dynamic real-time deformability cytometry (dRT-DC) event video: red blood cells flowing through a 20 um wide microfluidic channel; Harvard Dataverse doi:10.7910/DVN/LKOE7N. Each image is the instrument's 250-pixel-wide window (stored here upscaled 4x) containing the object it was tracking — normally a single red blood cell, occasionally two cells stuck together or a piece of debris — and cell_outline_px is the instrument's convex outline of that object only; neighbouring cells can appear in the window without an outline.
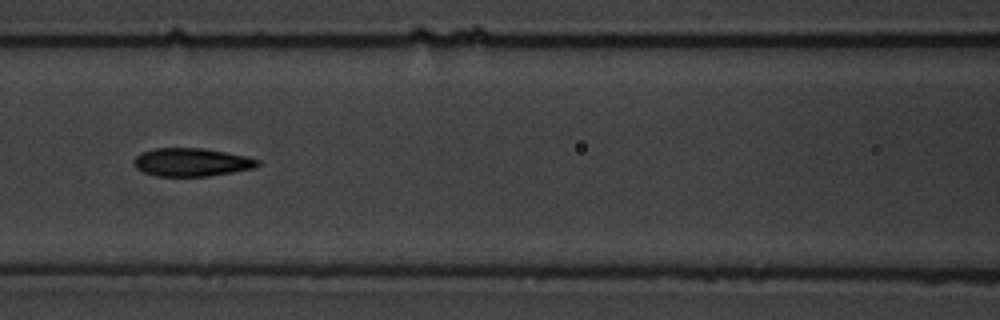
{"species": "common noctule bat (a hibernating species)", "species_latin": "Nyctalus noctula", "temperature_condition": "warm", "stored_images_in_passage": 14, "camera_frame_rate_fps": 3000, "um_per_image_px": 0.085, "animal": {"sex": "male", "body_mass_g": 19.5, "forearm_length_mm": 54.6}, "frame": {"image": 1, "passage_image": 7, "time_ms": 8.0, "image_size_px": [1000, 320], "cell_outline_px": [[260, 164], [256, 168], [208, 176], [156, 176], [144, 172], [136, 168], [132, 160], [140, 152], [156, 148], [204, 148], [244, 156], [260, 160]], "centroid_in_image_um": [16.26, 13.79], "position_along_channel_um": 150.3, "area_um2": 20.35}}
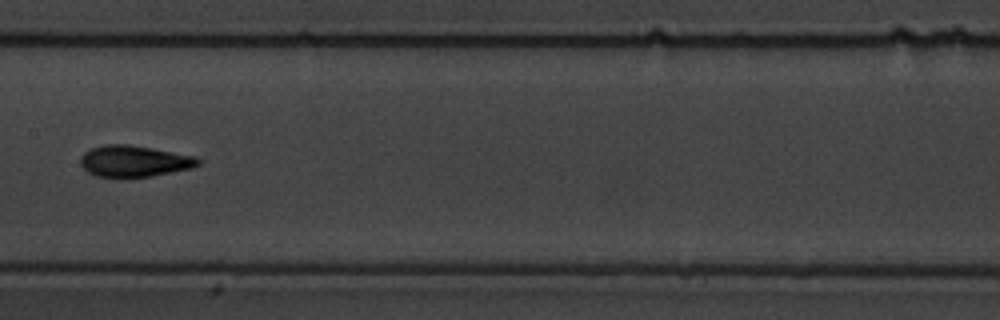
{"frame": {"image": 2, "passage_image": 8, "time_ms": 9.333, "image_size_px": [1000, 320], "cell_outline_px": [[204, 160], [200, 164], [192, 168], [152, 176], [120, 180], [116, 180], [96, 176], [88, 172], [80, 164], [80, 156], [84, 152], [92, 148], [104, 144], [128, 144], [152, 148], [196, 156]], "centroid_in_image_um": [11.4, 13.73], "position_along_channel_um": 196.0, "area_um2": 22.31}}
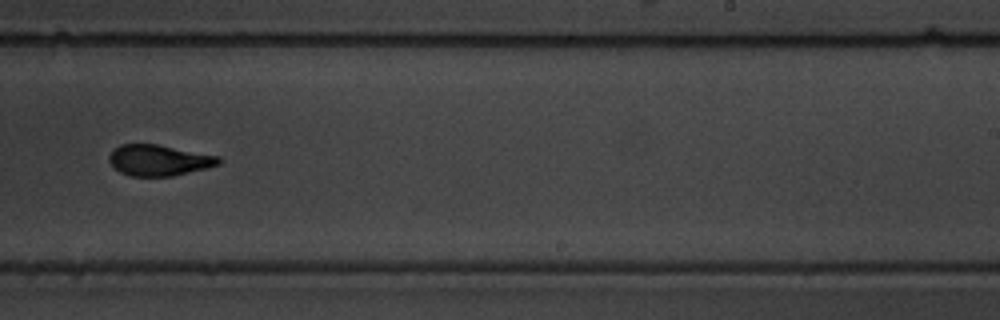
{"frame": {"image": 3, "passage_image": 10, "time_ms": 11.667, "image_size_px": [1000, 320], "cell_outline_px": [[224, 160], [220, 164], [208, 168], [172, 176], [132, 176], [120, 172], [108, 160], [108, 156], [120, 144], [156, 144], [220, 156]], "centroid_in_image_um": [13.56, 13.62], "position_along_channel_um": 275.4, "area_um2": 19.77}, "authors_computed_cell_mechanics": {"area_um2": 20.0566, "velocity_mm_per_s": 3.4375, "shape_relaxation_time_tau1_ms": 4.5425, "shape_relaxation_time_tau2_ms": 3.2048, "deformation_change_tau1": 0.1861, "deformation_change_tau2": 0.0995}}